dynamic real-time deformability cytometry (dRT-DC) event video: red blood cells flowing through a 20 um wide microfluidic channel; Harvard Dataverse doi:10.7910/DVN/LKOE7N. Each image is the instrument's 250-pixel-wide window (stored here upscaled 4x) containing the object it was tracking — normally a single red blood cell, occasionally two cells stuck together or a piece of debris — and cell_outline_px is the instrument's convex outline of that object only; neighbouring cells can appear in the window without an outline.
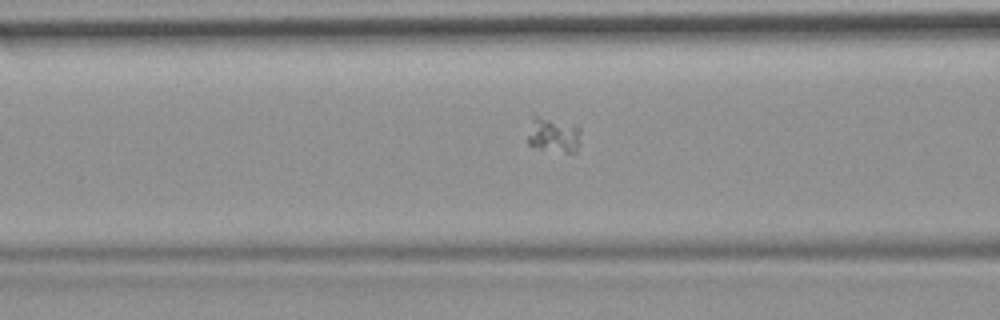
{"species": "common noctule bat (a hibernating species)", "species_latin": "Nyctalus noctula", "temperature_condition": "room temperature", "stored_images_in_passage": 5, "segment_of_instrument_passage": [2, 2], "camera_frame_rate_fps": 3000, "um_per_image_px": 0.085, "animal": {"sex": "female", "body_mass_g": 19.9}, "frame": {"image": 1, "passage_image": 5, "time_ms": 5.667, "image_size_px": [1000, 320], "cell_outline_px": [[580, 144], [576, 152], [568, 152], [540, 148], [528, 144], [528, 136], [532, 112], [580, 128]], "centroid_in_image_um": [47.02, 11.43], "position_along_channel_um": 119.6, "area_um2": 10.87}}